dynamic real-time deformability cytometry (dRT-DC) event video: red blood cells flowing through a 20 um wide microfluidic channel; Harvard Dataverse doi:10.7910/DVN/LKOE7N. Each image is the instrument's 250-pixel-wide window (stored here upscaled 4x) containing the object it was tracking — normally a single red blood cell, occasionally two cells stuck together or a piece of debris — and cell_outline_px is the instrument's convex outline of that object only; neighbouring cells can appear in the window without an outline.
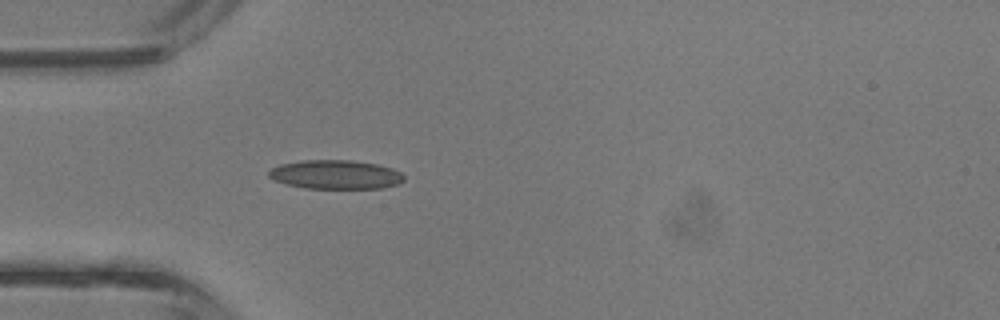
{"species": "common noctule bat (a hibernating species)", "species_latin": "Nyctalus noctula", "temperature_condition": "room temperature", "stored_images_in_passage": 3, "camera_frame_rate_fps": 3000, "um_per_image_px": 0.085, "animal": {"sex": "male", "body_mass_g": 13.3}, "frame": {"image": 1, "passage_image": 3, "time_ms": 0.667, "image_size_px": [1000, 320], "cell_outline_px": [[404, 180], [396, 184], [384, 188], [304, 188], [272, 180], [268, 176], [268, 172], [272, 168], [280, 164], [300, 160], [352, 160], [376, 164], [392, 168], [400, 172], [404, 176]], "centroid_in_image_um": [28.5, 14.83], "position_along_channel_um": 56.5, "area_um2": 22.83}}